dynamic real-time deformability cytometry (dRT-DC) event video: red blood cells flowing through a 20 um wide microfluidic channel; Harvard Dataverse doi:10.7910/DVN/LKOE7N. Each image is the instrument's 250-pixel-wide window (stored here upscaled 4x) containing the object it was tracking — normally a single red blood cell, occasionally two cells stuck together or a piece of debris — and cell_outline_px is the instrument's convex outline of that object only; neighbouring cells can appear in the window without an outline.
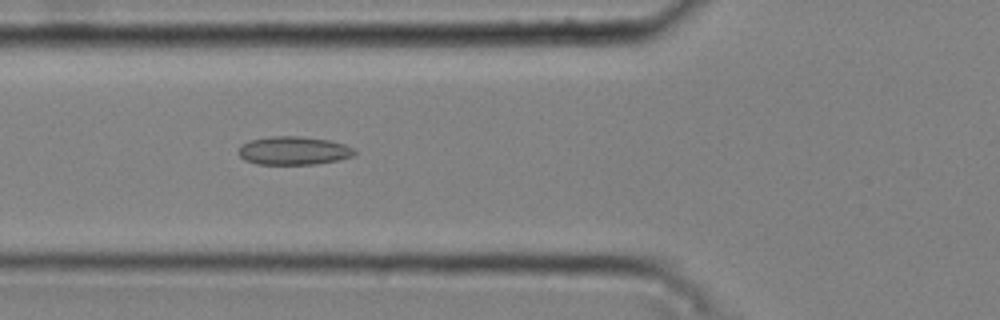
{"species": "common noctule bat (a hibernating species)", "species_latin": "Nyctalus noctula", "temperature_condition": "cold", "stored_images_in_passage": 33, "camera_frame_rate_fps": 3000, "um_per_image_px": 0.085, "animal": {"sex": "male", "body_mass_g": 20.4}, "frame": {"image": 1, "passage_image": 3, "time_ms": 0.667, "image_size_px": [1000, 320], "cell_outline_px": [[356, 152], [352, 156], [336, 160], [316, 164], [256, 164], [244, 160], [236, 152], [248, 140], [272, 136], [300, 136], [328, 140], [344, 144], [356, 148]], "centroid_in_image_um": [24.94, 12.8], "position_along_channel_um": 100.9, "area_um2": 19.19}}
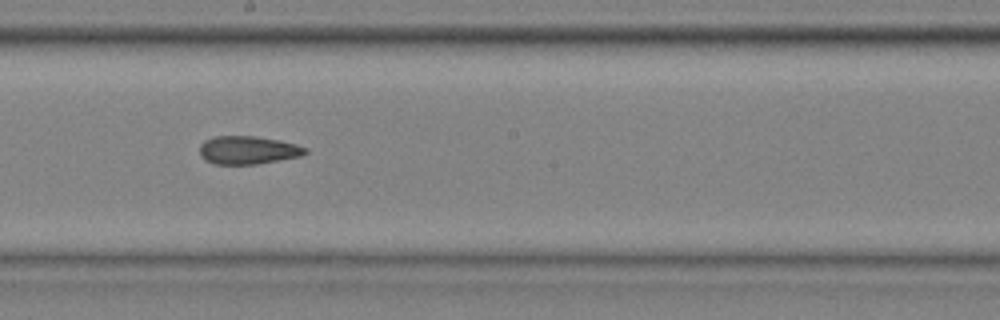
{"frame": {"image": 2, "passage_image": 13, "time_ms": 4.0, "image_size_px": [1000, 320], "cell_outline_px": [[308, 152], [300, 156], [256, 164], [212, 164], [204, 160], [200, 156], [200, 144], [204, 140], [216, 136], [252, 136], [280, 140], [296, 144], [308, 148]], "centroid_in_image_um": [21.05, 12.76], "position_along_channel_um": 227.1, "area_um2": 17.4}}
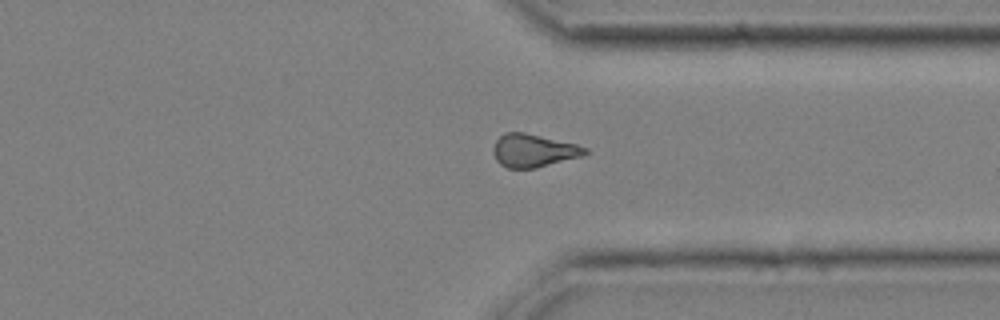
{"frame": {"image": 3, "passage_image": 24, "time_ms": 7.667, "image_size_px": [1000, 320], "cell_outline_px": [[588, 152], [584, 156], [536, 168], [508, 168], [500, 164], [496, 160], [492, 152], [492, 148], [496, 140], [504, 132], [524, 132], [576, 144], [588, 148]], "centroid_in_image_um": [45.34, 12.8], "position_along_channel_um": 366.1, "area_um2": 17.8}}